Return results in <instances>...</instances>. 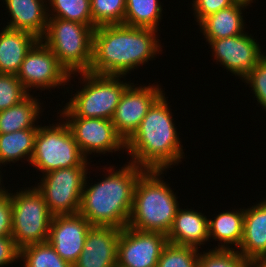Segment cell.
I'll list each match as a JSON object with an SVG mask.
<instances>
[{"mask_svg":"<svg viewBox=\"0 0 266 267\" xmlns=\"http://www.w3.org/2000/svg\"><path fill=\"white\" fill-rule=\"evenodd\" d=\"M157 32L124 24L96 27L89 73L126 77L155 60L163 51Z\"/></svg>","mask_w":266,"mask_h":267,"instance_id":"obj_1","label":"cell"},{"mask_svg":"<svg viewBox=\"0 0 266 267\" xmlns=\"http://www.w3.org/2000/svg\"><path fill=\"white\" fill-rule=\"evenodd\" d=\"M126 163L120 168L111 164L103 167L107 174L105 172L102 180L94 184H90L86 176L78 213L92 226L122 229L128 225L135 186L145 170L134 163Z\"/></svg>","mask_w":266,"mask_h":267,"instance_id":"obj_2","label":"cell"},{"mask_svg":"<svg viewBox=\"0 0 266 267\" xmlns=\"http://www.w3.org/2000/svg\"><path fill=\"white\" fill-rule=\"evenodd\" d=\"M165 93L151 106L134 134L125 142L131 163L144 170H168L185 158L183 145Z\"/></svg>","mask_w":266,"mask_h":267,"instance_id":"obj_3","label":"cell"},{"mask_svg":"<svg viewBox=\"0 0 266 267\" xmlns=\"http://www.w3.org/2000/svg\"><path fill=\"white\" fill-rule=\"evenodd\" d=\"M166 171L145 170L140 175L134 190L128 227L168 234L181 205L176 193L164 182L163 174Z\"/></svg>","mask_w":266,"mask_h":267,"instance_id":"obj_4","label":"cell"},{"mask_svg":"<svg viewBox=\"0 0 266 267\" xmlns=\"http://www.w3.org/2000/svg\"><path fill=\"white\" fill-rule=\"evenodd\" d=\"M95 27L61 18H48L40 39L71 75L89 72L93 54Z\"/></svg>","mask_w":266,"mask_h":267,"instance_id":"obj_5","label":"cell"},{"mask_svg":"<svg viewBox=\"0 0 266 267\" xmlns=\"http://www.w3.org/2000/svg\"><path fill=\"white\" fill-rule=\"evenodd\" d=\"M78 77L79 90L65 106L76 116L112 120L124 90L131 84L125 76L100 75L89 72L71 74ZM121 78L124 80L121 81ZM126 81V82H124Z\"/></svg>","mask_w":266,"mask_h":267,"instance_id":"obj_6","label":"cell"},{"mask_svg":"<svg viewBox=\"0 0 266 267\" xmlns=\"http://www.w3.org/2000/svg\"><path fill=\"white\" fill-rule=\"evenodd\" d=\"M48 126L42 123L35 137L34 152L30 160L43 174L60 168L75 166H91L89 160L82 154L77 142L64 120Z\"/></svg>","mask_w":266,"mask_h":267,"instance_id":"obj_7","label":"cell"},{"mask_svg":"<svg viewBox=\"0 0 266 267\" xmlns=\"http://www.w3.org/2000/svg\"><path fill=\"white\" fill-rule=\"evenodd\" d=\"M24 189V190H23ZM11 193L12 238L20 249L26 245L47 242L53 215L44 197L35 187H26Z\"/></svg>","mask_w":266,"mask_h":267,"instance_id":"obj_8","label":"cell"},{"mask_svg":"<svg viewBox=\"0 0 266 267\" xmlns=\"http://www.w3.org/2000/svg\"><path fill=\"white\" fill-rule=\"evenodd\" d=\"M88 167L60 168L43 174L35 187L41 192L49 211L55 215H73L80 209Z\"/></svg>","mask_w":266,"mask_h":267,"instance_id":"obj_9","label":"cell"},{"mask_svg":"<svg viewBox=\"0 0 266 267\" xmlns=\"http://www.w3.org/2000/svg\"><path fill=\"white\" fill-rule=\"evenodd\" d=\"M64 107V108H63ZM59 108L57 117L68 125L80 151L87 158L89 155H104L125 151V141L116 132L112 120L103 118L76 117L66 106Z\"/></svg>","mask_w":266,"mask_h":267,"instance_id":"obj_10","label":"cell"},{"mask_svg":"<svg viewBox=\"0 0 266 267\" xmlns=\"http://www.w3.org/2000/svg\"><path fill=\"white\" fill-rule=\"evenodd\" d=\"M16 76L30 94L33 89L50 91L62 88L59 86L65 89V85H72L69 82L74 79L41 40L26 54Z\"/></svg>","mask_w":266,"mask_h":267,"instance_id":"obj_11","label":"cell"},{"mask_svg":"<svg viewBox=\"0 0 266 267\" xmlns=\"http://www.w3.org/2000/svg\"><path fill=\"white\" fill-rule=\"evenodd\" d=\"M168 243L166 234L124 227L117 245V267H157Z\"/></svg>","mask_w":266,"mask_h":267,"instance_id":"obj_12","label":"cell"},{"mask_svg":"<svg viewBox=\"0 0 266 267\" xmlns=\"http://www.w3.org/2000/svg\"><path fill=\"white\" fill-rule=\"evenodd\" d=\"M137 86L131 83L122 93L112 123L126 142L137 130L151 106L165 93L160 84Z\"/></svg>","mask_w":266,"mask_h":267,"instance_id":"obj_13","label":"cell"},{"mask_svg":"<svg viewBox=\"0 0 266 267\" xmlns=\"http://www.w3.org/2000/svg\"><path fill=\"white\" fill-rule=\"evenodd\" d=\"M253 35L244 32L234 37L212 40L209 46L216 64L242 80L266 54Z\"/></svg>","mask_w":266,"mask_h":267,"instance_id":"obj_14","label":"cell"},{"mask_svg":"<svg viewBox=\"0 0 266 267\" xmlns=\"http://www.w3.org/2000/svg\"><path fill=\"white\" fill-rule=\"evenodd\" d=\"M92 225L79 213L53 216L48 242L56 253L72 266L83 251L87 233Z\"/></svg>","mask_w":266,"mask_h":267,"instance_id":"obj_15","label":"cell"},{"mask_svg":"<svg viewBox=\"0 0 266 267\" xmlns=\"http://www.w3.org/2000/svg\"><path fill=\"white\" fill-rule=\"evenodd\" d=\"M120 231V228L112 226H92L73 267H117Z\"/></svg>","mask_w":266,"mask_h":267,"instance_id":"obj_16","label":"cell"},{"mask_svg":"<svg viewBox=\"0 0 266 267\" xmlns=\"http://www.w3.org/2000/svg\"><path fill=\"white\" fill-rule=\"evenodd\" d=\"M263 199L244 208L243 235L237 249L254 264L266 259V198Z\"/></svg>","mask_w":266,"mask_h":267,"instance_id":"obj_17","label":"cell"},{"mask_svg":"<svg viewBox=\"0 0 266 267\" xmlns=\"http://www.w3.org/2000/svg\"><path fill=\"white\" fill-rule=\"evenodd\" d=\"M10 20L4 27L27 31L41 39L48 23L47 0H2Z\"/></svg>","mask_w":266,"mask_h":267,"instance_id":"obj_18","label":"cell"},{"mask_svg":"<svg viewBox=\"0 0 266 267\" xmlns=\"http://www.w3.org/2000/svg\"><path fill=\"white\" fill-rule=\"evenodd\" d=\"M193 209H178L166 235L169 243L201 249L202 244L209 242L208 218L204 213Z\"/></svg>","mask_w":266,"mask_h":267,"instance_id":"obj_19","label":"cell"},{"mask_svg":"<svg viewBox=\"0 0 266 267\" xmlns=\"http://www.w3.org/2000/svg\"><path fill=\"white\" fill-rule=\"evenodd\" d=\"M248 6L252 7L237 1L234 5L205 17L198 25L207 44L212 40L234 37L246 32L243 11L248 9Z\"/></svg>","mask_w":266,"mask_h":267,"instance_id":"obj_20","label":"cell"},{"mask_svg":"<svg viewBox=\"0 0 266 267\" xmlns=\"http://www.w3.org/2000/svg\"><path fill=\"white\" fill-rule=\"evenodd\" d=\"M39 40L27 31L3 27L0 30V73L16 75L26 54Z\"/></svg>","mask_w":266,"mask_h":267,"instance_id":"obj_21","label":"cell"},{"mask_svg":"<svg viewBox=\"0 0 266 267\" xmlns=\"http://www.w3.org/2000/svg\"><path fill=\"white\" fill-rule=\"evenodd\" d=\"M243 224L244 208L236 210L232 208L231 211L218 212L213 218L208 217L209 241L210 239L218 241V246L214 249L237 250L242 240Z\"/></svg>","mask_w":266,"mask_h":267,"instance_id":"obj_22","label":"cell"},{"mask_svg":"<svg viewBox=\"0 0 266 267\" xmlns=\"http://www.w3.org/2000/svg\"><path fill=\"white\" fill-rule=\"evenodd\" d=\"M37 97L30 94L19 104L1 111L0 134L12 133L22 129L38 128L39 121L37 120L42 116L43 106Z\"/></svg>","mask_w":266,"mask_h":267,"instance_id":"obj_23","label":"cell"},{"mask_svg":"<svg viewBox=\"0 0 266 267\" xmlns=\"http://www.w3.org/2000/svg\"><path fill=\"white\" fill-rule=\"evenodd\" d=\"M38 128L22 129L12 133L0 134V165L25 160L30 163L34 152Z\"/></svg>","mask_w":266,"mask_h":267,"instance_id":"obj_24","label":"cell"},{"mask_svg":"<svg viewBox=\"0 0 266 267\" xmlns=\"http://www.w3.org/2000/svg\"><path fill=\"white\" fill-rule=\"evenodd\" d=\"M161 4L160 0H126L123 24L159 31L158 26L164 11Z\"/></svg>","mask_w":266,"mask_h":267,"instance_id":"obj_25","label":"cell"},{"mask_svg":"<svg viewBox=\"0 0 266 267\" xmlns=\"http://www.w3.org/2000/svg\"><path fill=\"white\" fill-rule=\"evenodd\" d=\"M19 260L23 261V267H73L56 253L48 241L20 248Z\"/></svg>","mask_w":266,"mask_h":267,"instance_id":"obj_26","label":"cell"},{"mask_svg":"<svg viewBox=\"0 0 266 267\" xmlns=\"http://www.w3.org/2000/svg\"><path fill=\"white\" fill-rule=\"evenodd\" d=\"M48 18H61L93 26L90 0H47Z\"/></svg>","mask_w":266,"mask_h":267,"instance_id":"obj_27","label":"cell"},{"mask_svg":"<svg viewBox=\"0 0 266 267\" xmlns=\"http://www.w3.org/2000/svg\"><path fill=\"white\" fill-rule=\"evenodd\" d=\"M93 26L123 24L126 0H90Z\"/></svg>","mask_w":266,"mask_h":267,"instance_id":"obj_28","label":"cell"},{"mask_svg":"<svg viewBox=\"0 0 266 267\" xmlns=\"http://www.w3.org/2000/svg\"><path fill=\"white\" fill-rule=\"evenodd\" d=\"M254 263L235 249H207L199 253L198 267H253Z\"/></svg>","mask_w":266,"mask_h":267,"instance_id":"obj_29","label":"cell"},{"mask_svg":"<svg viewBox=\"0 0 266 267\" xmlns=\"http://www.w3.org/2000/svg\"><path fill=\"white\" fill-rule=\"evenodd\" d=\"M200 249L167 243L157 267H198Z\"/></svg>","mask_w":266,"mask_h":267,"instance_id":"obj_30","label":"cell"},{"mask_svg":"<svg viewBox=\"0 0 266 267\" xmlns=\"http://www.w3.org/2000/svg\"><path fill=\"white\" fill-rule=\"evenodd\" d=\"M29 95L16 75L0 73V112L19 104Z\"/></svg>","mask_w":266,"mask_h":267,"instance_id":"obj_31","label":"cell"},{"mask_svg":"<svg viewBox=\"0 0 266 267\" xmlns=\"http://www.w3.org/2000/svg\"><path fill=\"white\" fill-rule=\"evenodd\" d=\"M251 87L254 99L266 112V54L257 65L241 80Z\"/></svg>","mask_w":266,"mask_h":267,"instance_id":"obj_32","label":"cell"},{"mask_svg":"<svg viewBox=\"0 0 266 267\" xmlns=\"http://www.w3.org/2000/svg\"><path fill=\"white\" fill-rule=\"evenodd\" d=\"M237 0H192L194 20L199 24L205 17L234 5Z\"/></svg>","mask_w":266,"mask_h":267,"instance_id":"obj_33","label":"cell"},{"mask_svg":"<svg viewBox=\"0 0 266 267\" xmlns=\"http://www.w3.org/2000/svg\"><path fill=\"white\" fill-rule=\"evenodd\" d=\"M12 236V200L7 191L0 196V237Z\"/></svg>","mask_w":266,"mask_h":267,"instance_id":"obj_34","label":"cell"},{"mask_svg":"<svg viewBox=\"0 0 266 267\" xmlns=\"http://www.w3.org/2000/svg\"><path fill=\"white\" fill-rule=\"evenodd\" d=\"M19 261V248L11 236L0 237V267L17 264ZM9 264V265H8Z\"/></svg>","mask_w":266,"mask_h":267,"instance_id":"obj_35","label":"cell"},{"mask_svg":"<svg viewBox=\"0 0 266 267\" xmlns=\"http://www.w3.org/2000/svg\"><path fill=\"white\" fill-rule=\"evenodd\" d=\"M1 165H0V169H1ZM2 171L0 170V196L1 195H3L5 192H7V191H11L10 189L8 190V188L6 189L3 185H4V182H3V179H2V175L1 174H3V173H1ZM3 183V185H2V183Z\"/></svg>","mask_w":266,"mask_h":267,"instance_id":"obj_36","label":"cell"},{"mask_svg":"<svg viewBox=\"0 0 266 267\" xmlns=\"http://www.w3.org/2000/svg\"><path fill=\"white\" fill-rule=\"evenodd\" d=\"M237 1L244 2V3H247V4L251 5L256 0H237Z\"/></svg>","mask_w":266,"mask_h":267,"instance_id":"obj_37","label":"cell"},{"mask_svg":"<svg viewBox=\"0 0 266 267\" xmlns=\"http://www.w3.org/2000/svg\"><path fill=\"white\" fill-rule=\"evenodd\" d=\"M253 267H266L262 263H255Z\"/></svg>","mask_w":266,"mask_h":267,"instance_id":"obj_38","label":"cell"}]
</instances>
